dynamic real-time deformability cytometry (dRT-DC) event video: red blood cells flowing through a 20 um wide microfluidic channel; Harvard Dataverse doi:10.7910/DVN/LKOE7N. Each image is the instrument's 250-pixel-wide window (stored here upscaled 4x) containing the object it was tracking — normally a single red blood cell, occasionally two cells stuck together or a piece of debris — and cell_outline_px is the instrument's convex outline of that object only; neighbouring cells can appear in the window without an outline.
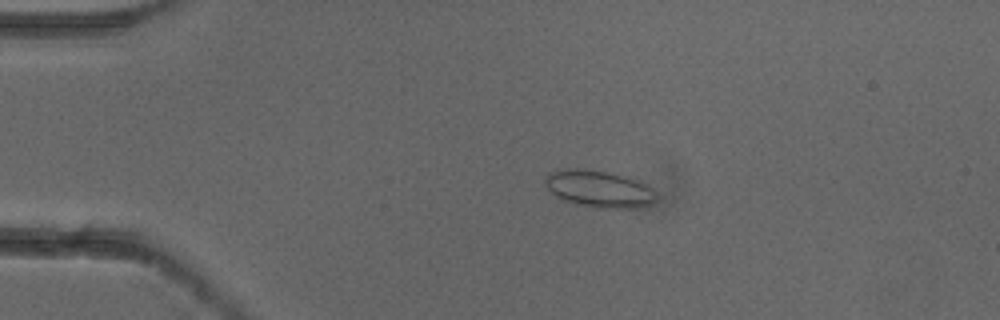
{"species": "common noctule bat (a hibernating species)", "species_latin": "Nyctalus noctula", "temperature_condition": "cold", "stored_images_in_passage": 4, "camera_frame_rate_fps": 3000, "um_per_image_px": 0.085, "animal": {"sex": "female"}, "frame": {"image": 1, "passage_image": 2, "time_ms": 0.333, "image_size_px": [1000, 320], "cell_outline_px": [[656, 200], [652, 204], [636, 208], [596, 208], [572, 204], [560, 200], [544, 184], [544, 180], [552, 172], [560, 168], [580, 168], [608, 172], [640, 180], [652, 188], [656, 192]], "centroid_in_image_um": [50.92, 16.07], "position_along_channel_um": 34.1, "area_um2": 24.39}}